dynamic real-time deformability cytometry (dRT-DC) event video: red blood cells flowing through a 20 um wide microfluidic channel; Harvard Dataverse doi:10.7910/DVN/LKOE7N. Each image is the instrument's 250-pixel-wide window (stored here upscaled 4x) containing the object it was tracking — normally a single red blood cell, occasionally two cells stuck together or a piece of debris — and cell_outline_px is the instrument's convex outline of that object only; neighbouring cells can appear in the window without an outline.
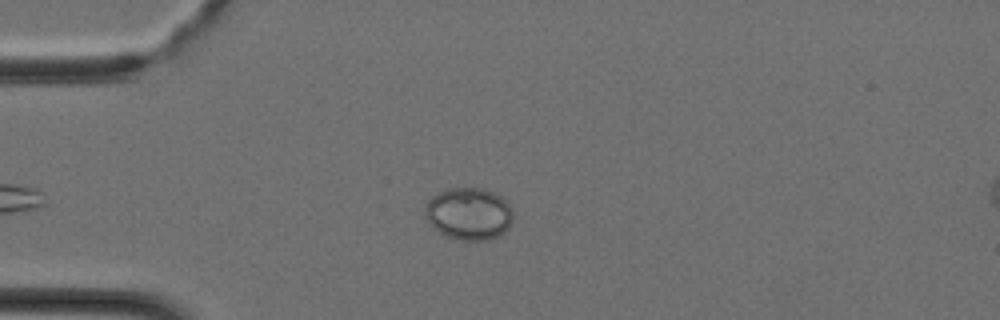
{"species": "Egyptian fruit bat (a non-hibernating species)", "species_latin": "Rousettus aegyptiacus", "temperature_condition": "cold", "stored_images_in_passage": 37, "camera_frame_rate_fps": 3000, "um_per_image_px": 0.085, "animal": {"sex": "female"}, "frame": {"image": 1, "passage_image": 8, "time_ms": 2.333, "image_size_px": [1000, 320], "cell_outline_px": [[512, 220], [508, 228], [500, 236], [488, 240], [460, 240], [448, 236], [440, 232], [424, 216], [424, 208], [428, 200], [432, 196], [448, 188], [480, 188], [492, 192], [500, 196], [508, 204], [512, 212]], "centroid_in_image_um": [39.85, 18.17], "position_along_channel_um": 45.2, "area_um2": 26.59}}
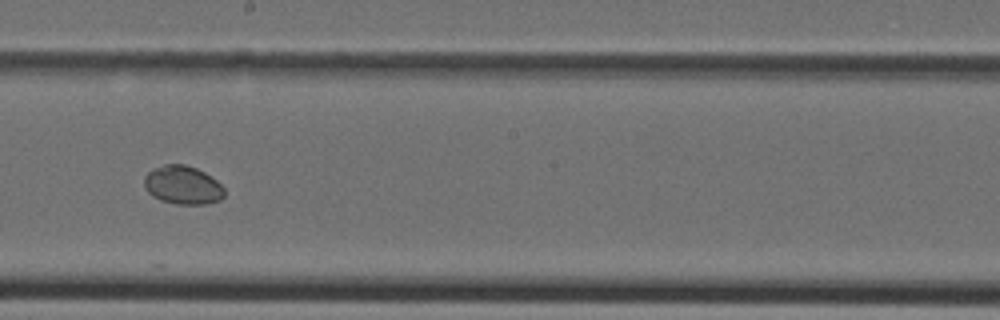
{"frame": {"image": 2, "passage_image": 20, "time_ms": 6.333, "image_size_px": [1000, 320], "cell_outline_px": [[224, 196], [220, 200], [208, 204], [176, 204], [160, 200], [152, 196], [148, 192], [144, 184], [144, 176], [152, 168], [164, 164], [184, 164], [196, 168], [204, 172], [216, 180], [224, 188]], "centroid_in_image_um": [15.52, 15.73], "position_along_channel_um": 232.7, "area_um2": 18.09}}
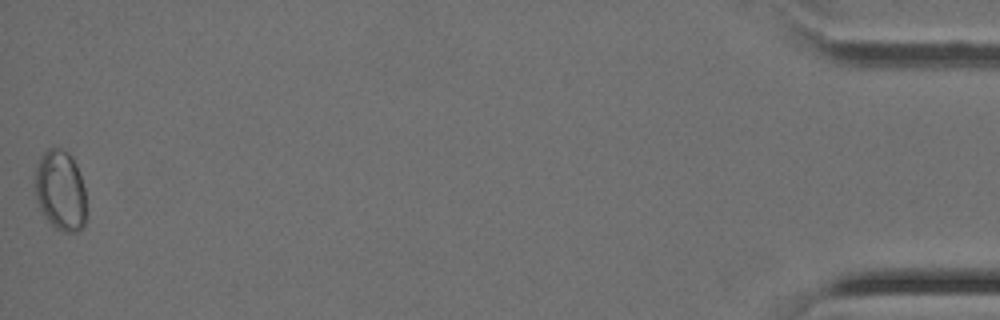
{"frame": {"image": 3, "passage_image": 37, "time_ms": 12.0, "image_size_px": [1000, 320], "cell_outline_px": [[84, 224], [76, 232], [64, 232], [56, 228], [48, 220], [40, 208], [36, 200], [36, 168], [40, 156], [48, 148], [60, 148], [68, 152], [76, 164], [84, 188]], "centroid_in_image_um": [5.12, 16.17], "position_along_channel_um": 430.1, "area_um2": 23.52}}